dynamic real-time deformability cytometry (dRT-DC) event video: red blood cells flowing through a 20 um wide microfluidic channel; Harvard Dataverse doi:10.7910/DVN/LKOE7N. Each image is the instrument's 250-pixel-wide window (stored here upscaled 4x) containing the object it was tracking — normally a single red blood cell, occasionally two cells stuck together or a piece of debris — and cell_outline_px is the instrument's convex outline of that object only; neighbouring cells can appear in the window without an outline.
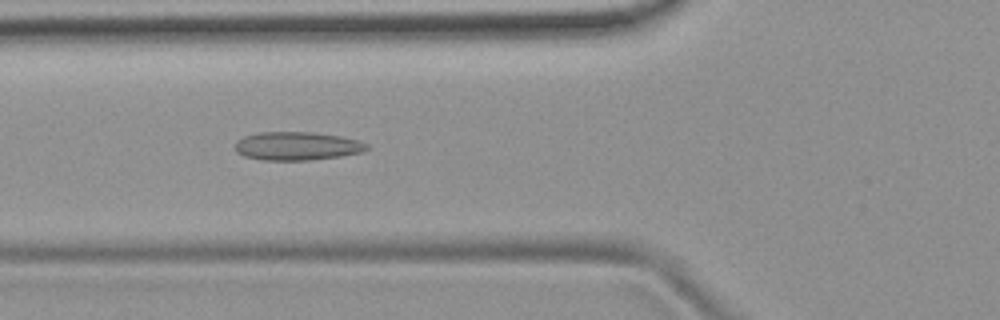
{"species": "common noctule bat (a hibernating species)", "species_latin": "Nyctalus noctula", "temperature_condition": "room temperature", "stored_images_in_passage": 42, "camera_frame_rate_fps": 3000, "um_per_image_px": 0.085, "animal": {"sex": "female", "body_mass_g": 19.9}, "frame": {"image": 1, "passage_image": 9, "time_ms": 2.667, "image_size_px": [1000, 320], "cell_outline_px": [[368, 148], [364, 152], [340, 156], [312, 160], [260, 160], [244, 156], [236, 152], [236, 140], [244, 136], [260, 132], [312, 132], [340, 136], [356, 140], [368, 144]], "centroid_in_image_um": [25.23, 12.42], "position_along_channel_um": 100.6, "area_um2": 21.85}}
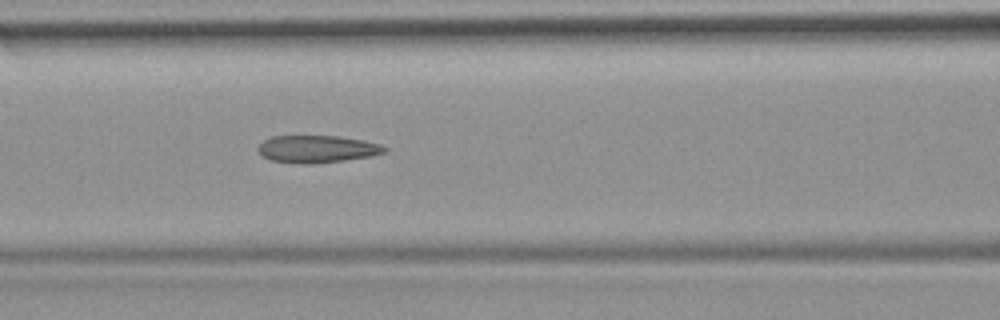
{"frame": {"image": 2, "passage_image": 12, "time_ms": 3.667, "image_size_px": [1000, 320], "cell_outline_px": [[388, 148], [384, 152], [372, 156], [316, 164], [300, 164], [272, 160], [260, 156], [256, 148], [264, 140], [272, 136], [340, 136], [364, 140], [380, 144]], "centroid_in_image_um": [26.93, 12.67], "position_along_channel_um": 139.7, "area_um2": 20.35}}
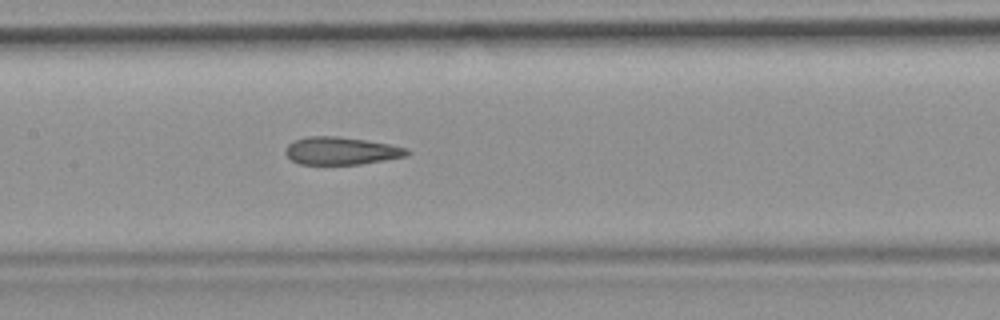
{"frame": {"image": 3, "passage_image": 15, "time_ms": 4.667, "image_size_px": [1000, 320], "cell_outline_px": [[412, 152], [408, 156], [360, 164], [300, 164], [292, 160], [284, 152], [284, 148], [288, 144], [296, 140], [308, 136], [336, 136], [364, 140], [388, 144], [408, 148]], "centroid_in_image_um": [29.01, 12.82], "position_along_channel_um": 178.4, "area_um2": 19.54}, "authors_computed_cell_mechanics": {"area_um2": 20.4034, "velocity_mm_per_s": 3.8905, "shape_relaxation_time_tau1_ms": null, "shape_relaxation_time_tau2_ms": 2.5767, "deformation_change_tau1": null, "deformation_change_tau2": 0.1049}}